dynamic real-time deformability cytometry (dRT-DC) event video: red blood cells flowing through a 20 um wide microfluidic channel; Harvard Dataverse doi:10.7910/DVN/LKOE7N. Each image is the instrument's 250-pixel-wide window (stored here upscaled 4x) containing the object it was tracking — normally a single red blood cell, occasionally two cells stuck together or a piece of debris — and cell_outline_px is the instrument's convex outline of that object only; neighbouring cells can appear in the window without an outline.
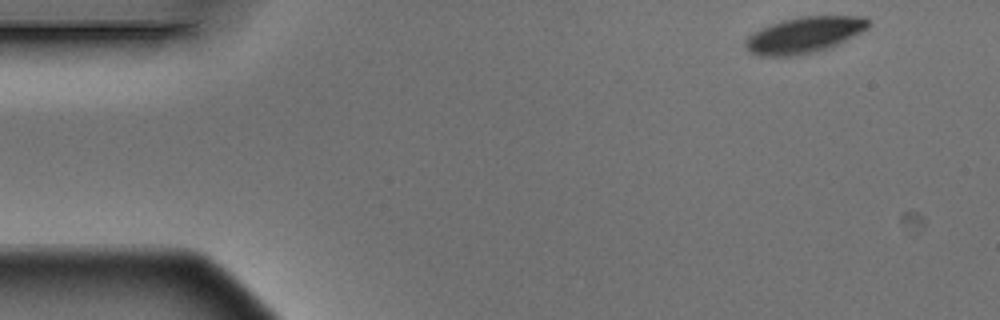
{"species": "Egyptian fruit bat (a non-hibernating species)", "species_latin": "Rousettus aegyptiacus", "temperature_condition": "warm", "stored_images_in_passage": 4, "camera_frame_rate_fps": 3000, "um_per_image_px": 0.085, "animal": {"sex": "male"}, "frame": {"image": 1, "passage_image": 1, "time_ms": 0.0, "image_size_px": [1000, 320], "cell_outline_px": [[868, 28], [828, 48], [816, 52], [800, 56], [760, 56], [752, 52], [744, 44], [744, 40], [752, 32], [760, 28], [784, 20], [804, 16], [864, 16], [868, 20]], "centroid_in_image_um": [68.33, 2.98], "position_along_channel_um": 16.7, "area_um2": 25.61}}
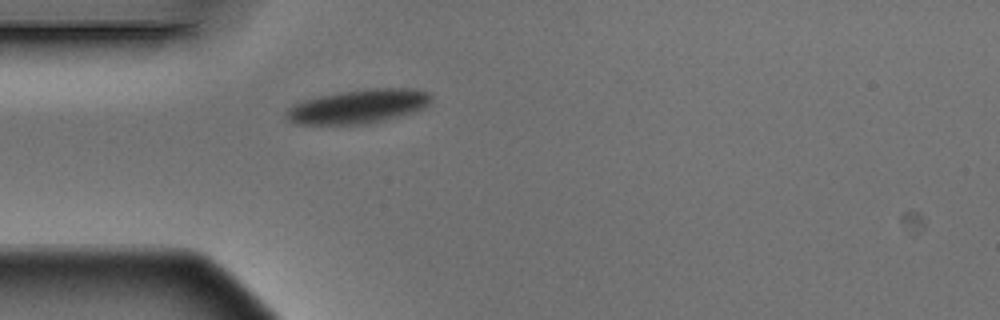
{"frame": {"image": 2, "passage_image": 4, "time_ms": 1.0, "image_size_px": [1000, 320], "cell_outline_px": [[432, 100], [424, 108], [412, 112], [364, 124], [296, 124], [288, 120], [284, 116], [284, 112], [292, 104], [304, 100], [320, 96], [344, 92], [372, 88], [416, 88], [428, 92], [432, 96]], "centroid_in_image_um": [30.43, 9.04], "position_along_channel_um": 54.6, "area_um2": 28.44}}